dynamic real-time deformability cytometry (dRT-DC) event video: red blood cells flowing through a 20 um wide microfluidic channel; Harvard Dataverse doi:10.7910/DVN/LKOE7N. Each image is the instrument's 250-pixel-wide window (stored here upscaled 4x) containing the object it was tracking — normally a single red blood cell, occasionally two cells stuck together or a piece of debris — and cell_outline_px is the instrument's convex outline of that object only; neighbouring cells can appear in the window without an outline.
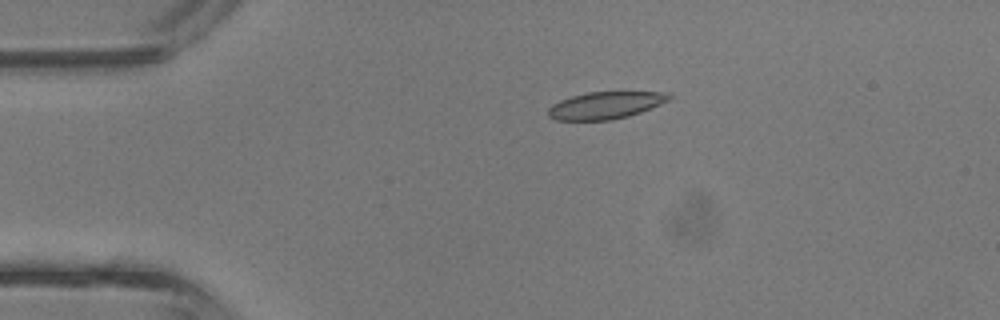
{"species": "common noctule bat (a hibernating species)", "species_latin": "Nyctalus noctula", "temperature_condition": "room temperature", "stored_images_in_passage": 3, "camera_frame_rate_fps": 3000, "um_per_image_px": 0.085, "animal": {"sex": "male", "body_mass_g": 13.3}, "frame": {"image": 1, "passage_image": 2, "time_ms": 0.333, "image_size_px": [1000, 320], "cell_outline_px": [[672, 96], [668, 100], [660, 104], [640, 112], [628, 116], [612, 120], [556, 120], [548, 116], [548, 108], [552, 104], [560, 100], [572, 96], [588, 92], [668, 92]], "centroid_in_image_um": [51.44, 8.95], "position_along_channel_um": 33.6, "area_um2": 19.02}}